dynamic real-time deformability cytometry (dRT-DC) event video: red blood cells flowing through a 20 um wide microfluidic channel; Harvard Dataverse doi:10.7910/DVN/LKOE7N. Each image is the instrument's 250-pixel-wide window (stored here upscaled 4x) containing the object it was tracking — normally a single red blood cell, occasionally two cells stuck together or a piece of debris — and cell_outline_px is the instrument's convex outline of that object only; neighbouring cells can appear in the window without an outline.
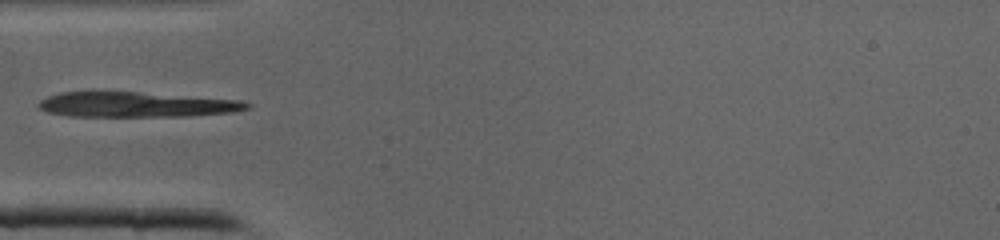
{"species": "common noctule bat (a hibernating species)", "species_latin": "Nyctalus noctula", "temperature_condition": "cold", "stored_images_in_passage": 9, "camera_frame_rate_fps": 3000, "um_per_image_px": 0.085, "animal": {"sex": "male", "body_mass_g": 19.0, "forearm_length_mm": 50.8}, "frame": {"image": 1, "passage_image": 2, "time_ms": 0.333, "image_size_px": [1000, 240], "cell_outline_px": [[252, 108], [232, 112], [188, 116], [68, 116], [48, 112], [40, 108], [36, 104], [40, 100], [48, 96], [60, 92], [92, 88], [100, 88], [240, 100], [252, 104]], "centroid_in_image_um": [11.49, 8.83], "position_along_channel_um": 73.5, "area_um2": 32.02}}
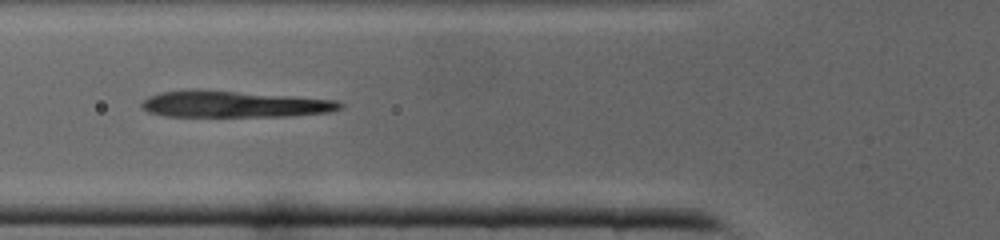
{"frame": {"image": 2, "passage_image": 4, "time_ms": 1.0, "image_size_px": [1000, 240], "cell_outline_px": [[344, 108], [332, 112], [288, 116], [164, 116], [148, 112], [140, 104], [148, 96], [160, 92], [196, 88], [292, 96], [336, 100], [344, 104]], "centroid_in_image_um": [19.9, 8.84], "position_along_channel_um": 105.9, "area_um2": 30.92}}